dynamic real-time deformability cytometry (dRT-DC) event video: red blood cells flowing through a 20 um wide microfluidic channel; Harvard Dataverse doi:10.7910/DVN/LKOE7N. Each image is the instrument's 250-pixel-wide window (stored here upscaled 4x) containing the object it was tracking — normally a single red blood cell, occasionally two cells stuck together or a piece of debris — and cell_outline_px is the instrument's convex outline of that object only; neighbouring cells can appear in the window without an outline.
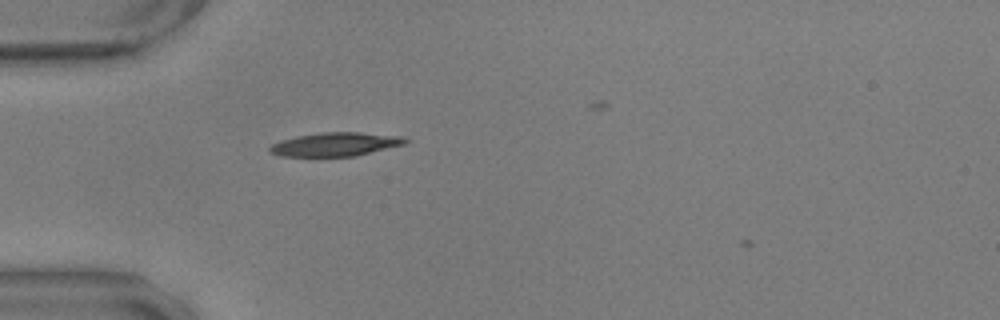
{"species": "common noctule bat (a hibernating species)", "species_latin": "Nyctalus noctula", "temperature_condition": "warm", "stored_images_in_passage": 2, "camera_frame_rate_fps": 3000, "um_per_image_px": 0.085, "animal": {"sex": "male", "body_mass_g": 17.9, "forearm_length_mm": 54.2}, "frame": {"image": 1, "passage_image": 1, "time_ms": 0.0, "image_size_px": [1000, 320], "cell_outline_px": [[408, 140], [404, 144], [356, 156], [280, 156], [268, 152], [268, 148], [272, 144], [280, 140], [296, 136], [324, 132], [360, 132], [400, 136]], "centroid_in_image_um": [28.46, 12.26], "position_along_channel_um": 56.5, "area_um2": 18.61}}